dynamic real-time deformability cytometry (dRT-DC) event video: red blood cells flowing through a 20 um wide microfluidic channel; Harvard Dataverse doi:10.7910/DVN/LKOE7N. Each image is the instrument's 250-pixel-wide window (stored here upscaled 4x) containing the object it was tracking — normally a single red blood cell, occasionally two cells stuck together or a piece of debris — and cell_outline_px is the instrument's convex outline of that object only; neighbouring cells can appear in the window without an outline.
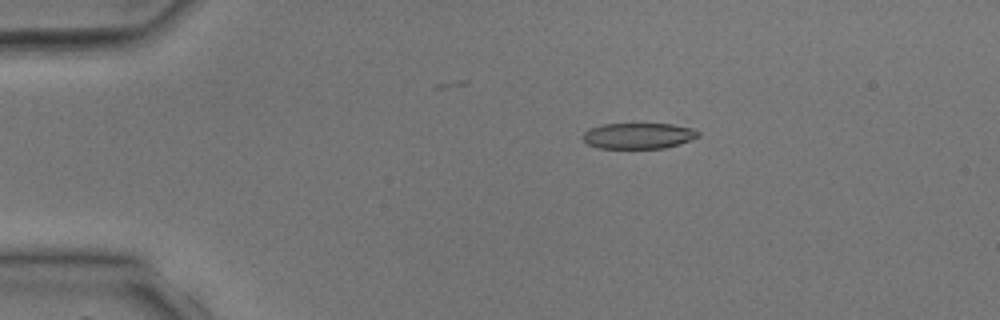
{"species": "common noctule bat (a hibernating species)", "species_latin": "Nyctalus noctula", "temperature_condition": "room temperature", "stored_images_in_passage": 3, "camera_frame_rate_fps": 3000, "um_per_image_px": 0.085, "animal": {"sex": "male", "body_mass_g": 17.9, "forearm_length_mm": 54.2}, "frame": {"image": 1, "passage_image": 2, "time_ms": 2.0, "image_size_px": [1000, 320], "cell_outline_px": [[700, 136], [664, 148], [600, 148], [588, 144], [584, 140], [584, 132], [588, 128], [600, 124], [672, 124], [692, 128], [700, 132]], "centroid_in_image_um": [54.24, 11.53], "position_along_channel_um": 30.8, "area_um2": 17.22}}